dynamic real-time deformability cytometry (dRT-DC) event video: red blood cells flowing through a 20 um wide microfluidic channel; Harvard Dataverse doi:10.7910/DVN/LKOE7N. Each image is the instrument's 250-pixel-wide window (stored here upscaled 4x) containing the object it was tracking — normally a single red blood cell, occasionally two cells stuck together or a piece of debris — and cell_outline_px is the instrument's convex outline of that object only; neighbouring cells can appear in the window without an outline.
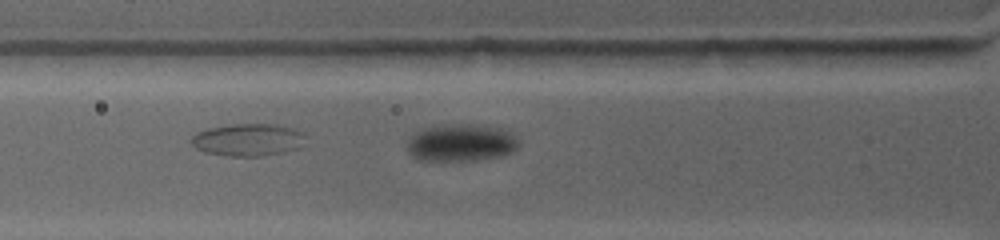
{"species": "common noctule bat (a hibernating species)", "species_latin": "Nyctalus noctula", "temperature_condition": "warm", "stored_images_in_passage": 16, "camera_frame_rate_fps": 4500, "um_per_image_px": 0.085, "animal": {"sex": "female", "body_mass_g": 19.0, "forearm_length_mm": 53.3}, "frame": {"image": 1, "passage_image": 3, "time_ms": 0.889, "image_size_px": [1000, 240], "cell_outline_px": [[520, 140], [516, 148], [500, 156], [472, 160], [424, 160], [408, 152], [408, 140], [420, 128], [440, 124], [472, 124], [500, 128], [508, 132]], "centroid_in_image_um": [39.17, 12.1], "position_along_channel_um": 86.6, "area_um2": 23.93}}